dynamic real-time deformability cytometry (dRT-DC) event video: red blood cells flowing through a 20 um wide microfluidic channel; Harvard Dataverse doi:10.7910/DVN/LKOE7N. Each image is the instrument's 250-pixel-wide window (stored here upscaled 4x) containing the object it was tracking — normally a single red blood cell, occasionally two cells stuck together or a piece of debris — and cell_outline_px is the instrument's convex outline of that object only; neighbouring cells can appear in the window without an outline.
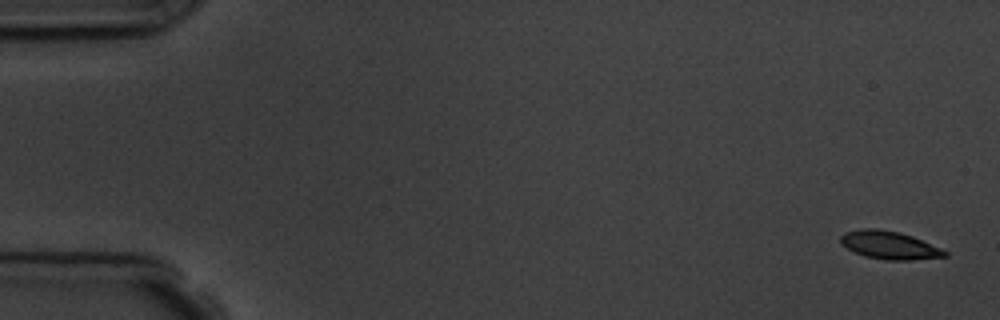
{"species": "common noctule bat (a hibernating species)", "species_latin": "Nyctalus noctula", "temperature_condition": "room temperature", "stored_images_in_passage": 6, "camera_frame_rate_fps": 3000, "um_per_image_px": 0.085, "animal": {"sex": "male", "body_mass_g": 19.5, "forearm_length_mm": 54.6}, "frame": {"image": 1, "passage_image": 1, "time_ms": 0.0, "image_size_px": [1000, 320], "cell_outline_px": [[948, 256], [912, 260], [884, 260], [864, 256], [840, 244], [840, 236], [844, 232], [860, 228], [876, 228], [900, 232], [912, 236], [940, 248], [948, 252]], "centroid_in_image_um": [75.57, 20.83], "position_along_channel_um": 9.4, "area_um2": 17.05}}
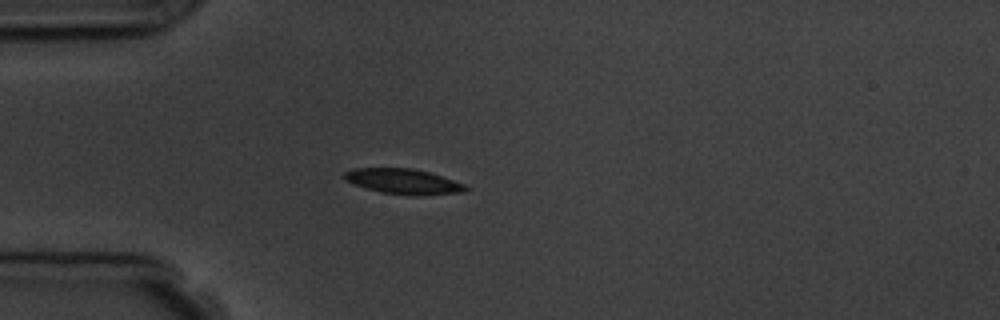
{"frame": {"image": 2, "passage_image": 5, "time_ms": 4.667, "image_size_px": [1000, 320], "cell_outline_px": [[468, 188], [464, 192], [420, 196], [416, 196], [380, 192], [344, 180], [344, 172], [356, 168], [412, 168], [428, 172], [464, 184]], "centroid_in_image_um": [34.29, 15.43], "position_along_channel_um": 50.7, "area_um2": 17.63}}